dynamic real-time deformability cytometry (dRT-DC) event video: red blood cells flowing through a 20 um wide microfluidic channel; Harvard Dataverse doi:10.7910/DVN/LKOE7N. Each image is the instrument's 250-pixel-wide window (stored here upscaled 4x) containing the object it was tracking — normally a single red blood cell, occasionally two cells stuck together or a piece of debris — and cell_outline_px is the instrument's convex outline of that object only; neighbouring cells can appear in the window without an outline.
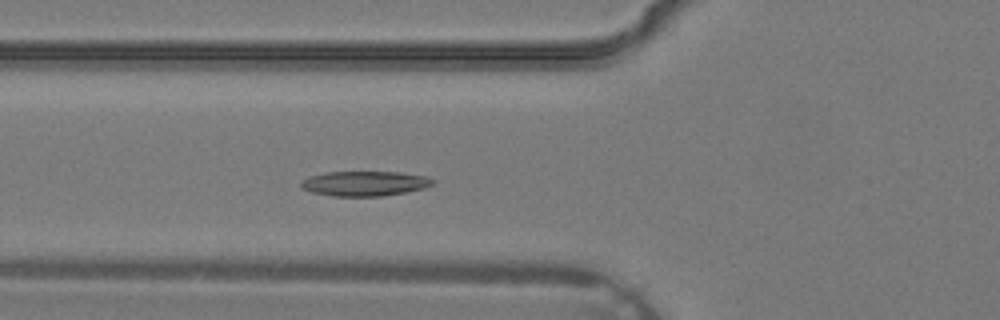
{"species": "common noctule bat (a hibernating species)", "species_latin": "Nyctalus noctula", "temperature_condition": "warm", "stored_images_in_passage": 32, "camera_frame_rate_fps": 3000, "um_per_image_px": 0.085, "animal": {"sex": "male", "body_mass_g": 19.2, "forearm_length_mm": 51.8}, "frame": {"image": 1, "passage_image": 9, "time_ms": 2.667, "image_size_px": [1000, 320], "cell_outline_px": [[436, 180], [432, 184], [424, 188], [404, 192], [380, 196], [332, 196], [312, 192], [300, 188], [300, 180], [308, 176], [324, 172], [400, 172], [428, 176]], "centroid_in_image_um": [30.96, 15.59], "position_along_channel_um": 94.8, "area_um2": 19.25}}
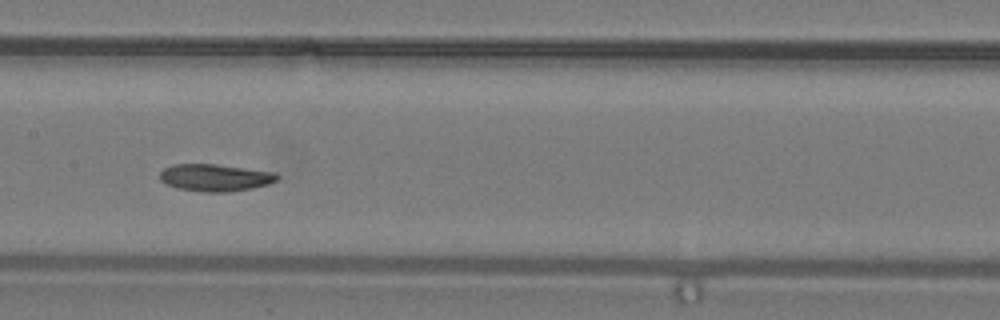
{"frame": {"image": 2, "passage_image": 14, "time_ms": 4.333, "image_size_px": [1000, 320], "cell_outline_px": [[280, 176], [276, 180], [268, 184], [252, 188], [228, 192], [200, 192], [176, 188], [160, 180], [160, 172], [164, 168], [172, 164], [216, 164], [276, 172]], "centroid_in_image_um": [18.28, 15.1], "position_along_channel_um": 189.1, "area_um2": 18.67}}
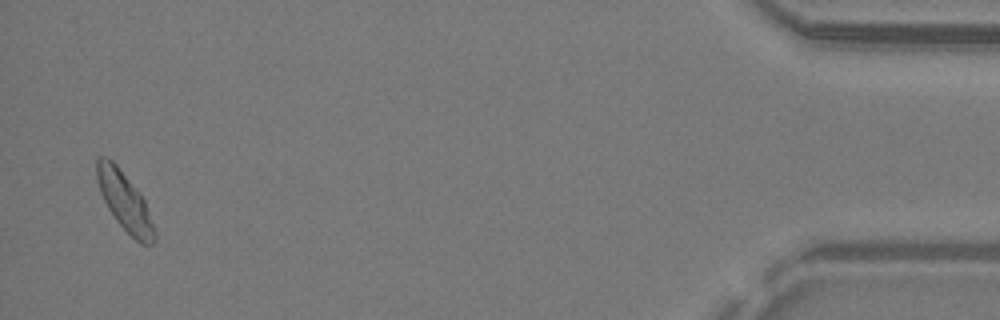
{"frame": {"image": 3, "passage_image": 31, "time_ms": 10.0, "image_size_px": [1000, 320], "cell_outline_px": [[156, 240], [152, 244], [140, 244], [116, 220], [108, 208], [100, 192], [96, 180], [96, 160], [100, 156], [104, 156], [112, 160], [116, 164], [144, 200], [156, 236]], "centroid_in_image_um": [10.56, 17.11], "position_along_channel_um": 424.6, "area_um2": 19.07}}